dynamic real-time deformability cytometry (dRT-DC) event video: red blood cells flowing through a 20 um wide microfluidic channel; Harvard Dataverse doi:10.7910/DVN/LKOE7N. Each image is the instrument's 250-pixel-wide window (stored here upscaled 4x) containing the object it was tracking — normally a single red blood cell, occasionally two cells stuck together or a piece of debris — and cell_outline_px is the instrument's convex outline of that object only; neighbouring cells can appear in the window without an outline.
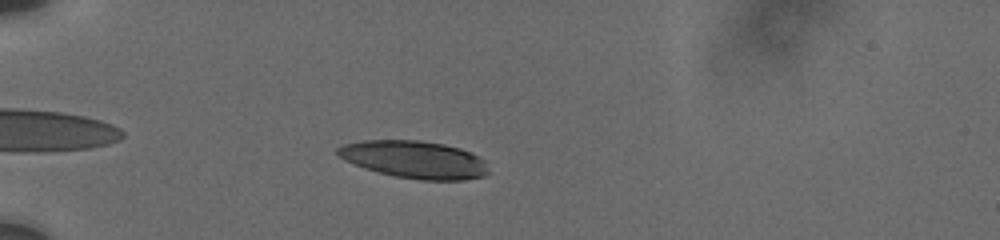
{"species": "human", "species_latin": "Homo sapiens", "temperature_condition": "cold", "stored_images_in_passage": 49, "camera_frame_rate_fps": 3000, "um_per_image_px": 0.085, "donor": {"sex": "male"}, "frame": {"image": 1, "passage_image": 7, "time_ms": 1.667, "image_size_px": [1000, 240], "cell_outline_px": [[488, 172], [484, 176], [464, 180], [420, 180], [396, 176], [364, 168], [344, 160], [336, 152], [336, 148], [344, 144], [364, 140], [420, 140], [444, 144], [460, 148], [472, 152], [484, 160]], "centroid_in_image_um": [35.23, 13.55], "position_along_channel_um": 49.8, "area_um2": 32.89}}
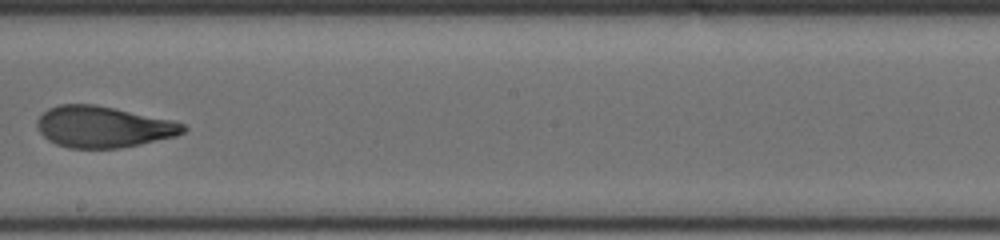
{"frame": {"image": 2, "passage_image": 30, "time_ms": 7.667, "image_size_px": [1000, 240], "cell_outline_px": [[188, 128], [184, 132], [176, 136], [140, 144], [120, 148], [68, 148], [56, 144], [48, 140], [40, 132], [36, 124], [36, 120], [48, 108], [60, 104], [96, 104], [116, 108], [172, 120], [184, 124]], "centroid_in_image_um": [8.77, 10.78], "position_along_channel_um": 239.4, "area_um2": 35.26}}
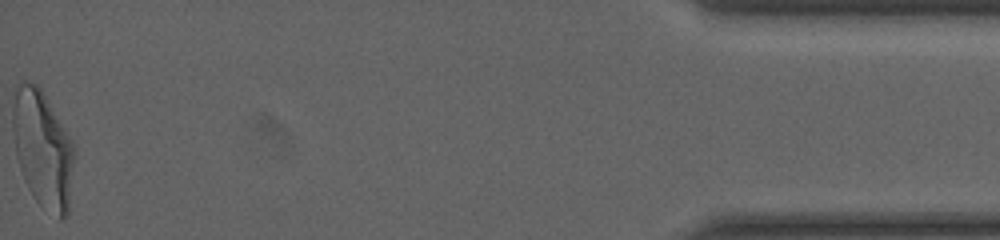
{"frame": {"image": 3, "passage_image": 49, "time_ms": 15.0, "image_size_px": [1000, 240], "cell_outline_px": [[76, 152], [68, 212], [64, 220], [60, 220], [40, 204], [32, 196], [24, 180], [16, 156], [12, 132], [12, 88], [20, 80], [24, 80], [36, 84], [40, 88], [72, 140]], "centroid_in_image_um": [3.61, 12.64], "position_along_channel_um": 431.6, "area_um2": 42.71}, "authors_computed_cell_mechanics": {"area_um2": 35.6048, "velocity_mm_per_s": 3.7237, "shape_relaxation_time_tau1_ms": 4.1039, "shape_relaxation_time_tau2_ms": 1.6717, "deformation_change_tau1": 0.1938, "deformation_change_tau2": 0.0915}}